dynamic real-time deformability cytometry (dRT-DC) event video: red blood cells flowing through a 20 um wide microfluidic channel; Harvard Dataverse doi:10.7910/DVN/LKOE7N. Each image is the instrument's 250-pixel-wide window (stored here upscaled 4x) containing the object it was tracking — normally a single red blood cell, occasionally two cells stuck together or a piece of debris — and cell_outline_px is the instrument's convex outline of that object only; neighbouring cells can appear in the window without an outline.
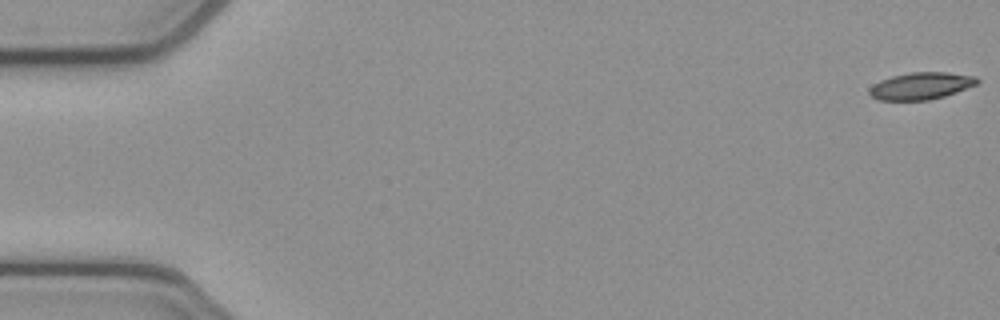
{"species": "common noctule bat (a hibernating species)", "species_latin": "Nyctalus noctula", "temperature_condition": "cold", "stored_images_in_passage": 54, "camera_frame_rate_fps": 3000, "um_per_image_px": 0.085, "animal": {"sex": "female", "body_mass_g": 21.9}, "frame": {"image": 1, "passage_image": 1, "time_ms": 0.0, "image_size_px": [1000, 320], "cell_outline_px": [[980, 80], [976, 84], [956, 92], [944, 96], [928, 100], [876, 100], [868, 92], [868, 88], [872, 84], [880, 80], [892, 76], [908, 72], [948, 72], [976, 76]], "centroid_in_image_um": [78.25, 7.29], "position_along_channel_um": 6.8, "area_um2": 17.11}}
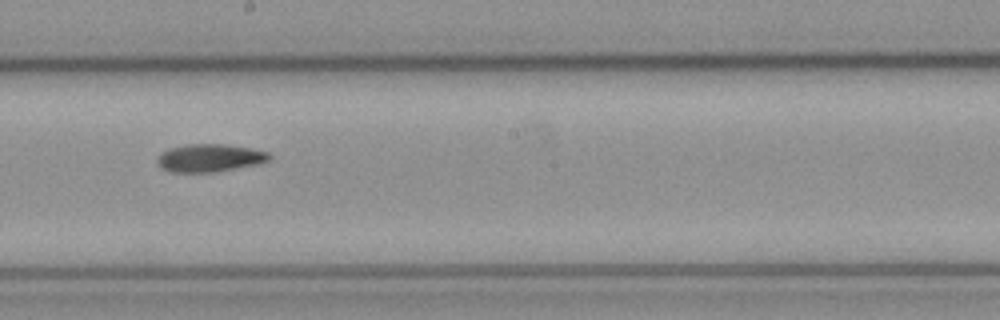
{"frame": {"image": 2, "passage_image": 30, "time_ms": 9.667, "image_size_px": [1000, 320], "cell_outline_px": [[272, 156], [268, 160], [260, 164], [212, 172], [168, 172], [160, 168], [156, 164], [156, 160], [164, 152], [172, 148], [188, 144], [224, 144], [248, 148], [268, 152]], "centroid_in_image_um": [17.81, 13.44], "position_along_channel_um": 230.4, "area_um2": 18.03}}
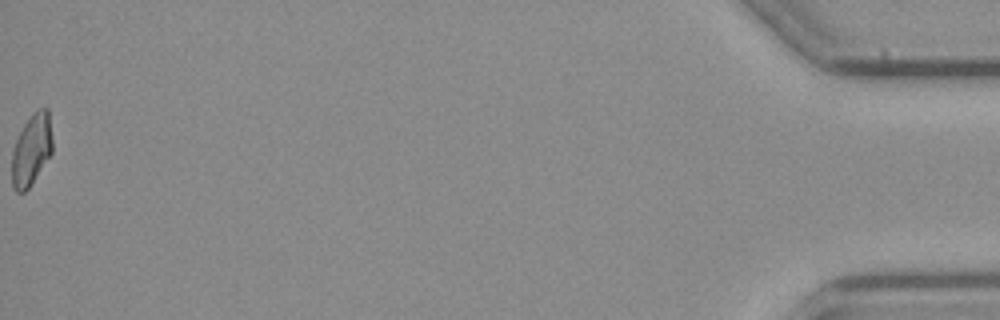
{"frame": {"image": 3, "passage_image": 54, "time_ms": 17.667, "image_size_px": [1000, 320], "cell_outline_px": [[52, 152], [28, 188], [24, 192], [16, 192], [12, 184], [12, 148], [24, 124], [32, 112], [40, 108], [48, 108], [52, 140]], "centroid_in_image_um": [2.67, 12.7], "position_along_channel_um": 432.5, "area_um2": 16.7}, "authors_computed_cell_mechanics": {"area_um2": 17.4845, "velocity_mm_per_s": 3.8643, "shape_relaxation_time_tau1_ms": 7.1022, "shape_relaxation_time_tau2_ms": null, "deformation_change_tau1": 0.1619, "deformation_change_tau2": null}}